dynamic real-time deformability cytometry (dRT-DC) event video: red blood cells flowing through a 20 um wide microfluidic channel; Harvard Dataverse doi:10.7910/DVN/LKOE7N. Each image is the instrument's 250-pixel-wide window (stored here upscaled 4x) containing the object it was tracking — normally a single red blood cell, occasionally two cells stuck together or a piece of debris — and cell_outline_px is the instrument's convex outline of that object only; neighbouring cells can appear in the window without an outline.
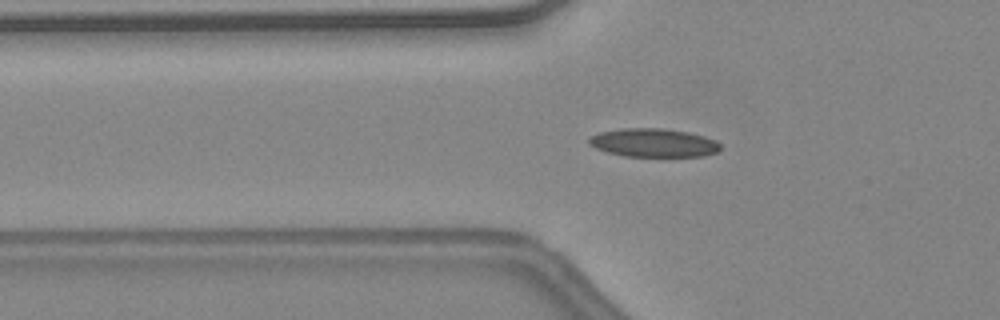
{"species": "common noctule bat (a hibernating species)", "species_latin": "Nyctalus noctula", "temperature_condition": "warm", "stored_images_in_passage": 42, "camera_frame_rate_fps": 3000, "um_per_image_px": 0.085, "animal": {"sex": "female", "body_mass_g": 24.6, "forearm_length_mm": 56.2}, "frame": {"image": 1, "passage_image": 13, "time_ms": 4.0, "image_size_px": [1000, 320], "cell_outline_px": [[720, 148], [716, 152], [704, 156], [624, 156], [608, 152], [596, 148], [588, 144], [588, 136], [600, 132], [620, 128], [664, 128], [688, 132], [704, 136], [716, 140], [720, 144]], "centroid_in_image_um": [55.52, 12.12], "position_along_channel_um": 70.3, "area_um2": 21.91}, "authors_computed_cell_mechanics": {"area_um2": 20.9236, "velocity_mm_per_s": 4.5563, "shape_relaxation_time_tau1_ms": null, "shape_relaxation_time_tau2_ms": 1.5385, "deformation_change_tau1": null, "deformation_change_tau2": 0.0955}}